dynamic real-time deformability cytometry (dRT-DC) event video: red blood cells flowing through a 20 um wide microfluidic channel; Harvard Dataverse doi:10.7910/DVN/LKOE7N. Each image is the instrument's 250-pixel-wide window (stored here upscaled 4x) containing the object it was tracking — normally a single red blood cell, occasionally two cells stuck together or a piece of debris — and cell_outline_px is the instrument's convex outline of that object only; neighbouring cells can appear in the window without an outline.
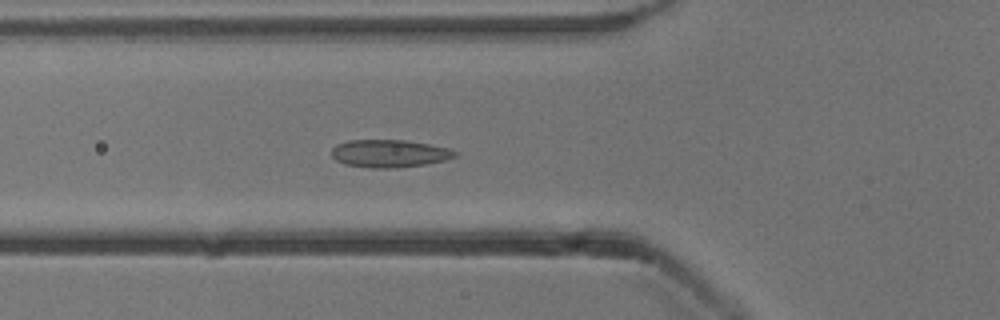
{"species": "common noctule bat (a hibernating species)", "species_latin": "Nyctalus noctula", "temperature_condition": "cold", "stored_images_in_passage": 42, "camera_frame_rate_fps": 3000, "um_per_image_px": 0.085, "animal": {"sex": "male", "body_mass_g": 13.3}, "frame": {"image": 1, "passage_image": 8, "time_ms": 2.333, "image_size_px": [1000, 320], "cell_outline_px": [[460, 152], [456, 156], [444, 160], [424, 164], [396, 168], [368, 168], [344, 164], [336, 160], [332, 156], [332, 148], [336, 144], [348, 140], [404, 140], [428, 144], [448, 148]], "centroid_in_image_um": [33.08, 13.05], "position_along_channel_um": 92.7, "area_um2": 19.94}}
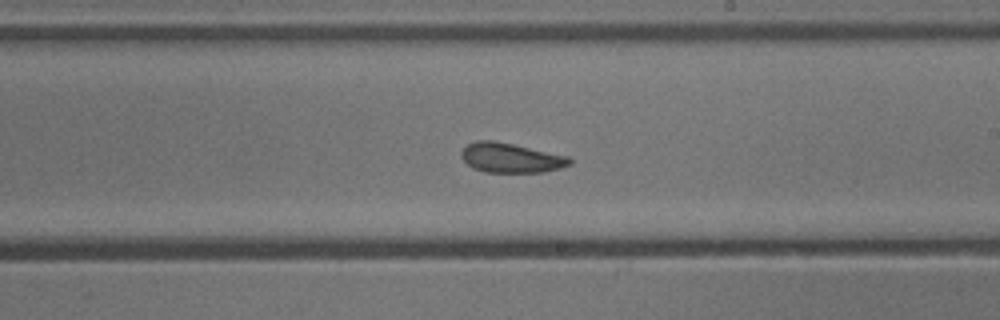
{"frame": {"image": 2, "passage_image": 20, "time_ms": 6.333, "image_size_px": [1000, 320], "cell_outline_px": [[572, 164], [560, 168], [544, 172], [484, 172], [472, 168], [460, 156], [460, 152], [468, 144], [476, 140], [492, 140], [512, 144], [568, 156], [572, 160]], "centroid_in_image_um": [43.41, 13.42], "position_along_channel_um": 245.6, "area_um2": 18.67}}
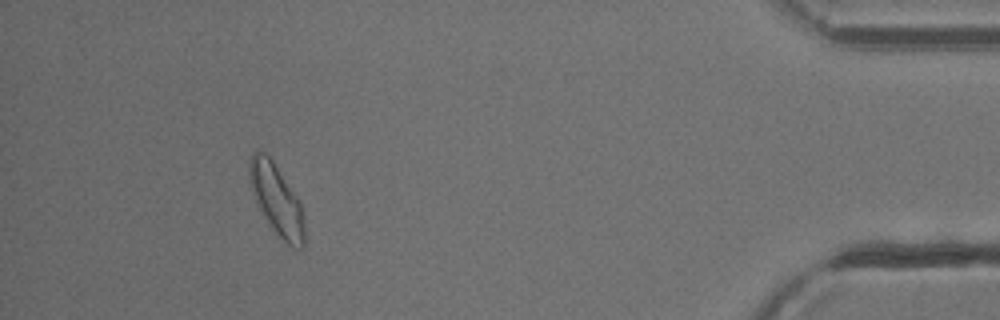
{"frame": {"image": 3, "passage_image": 38, "time_ms": 12.333, "image_size_px": [1000, 320], "cell_outline_px": [[304, 244], [300, 248], [292, 248], [268, 224], [256, 200], [248, 176], [248, 160], [252, 152], [264, 152], [272, 160], [300, 200], [304, 220]], "centroid_in_image_um": [23.51, 16.95], "position_along_channel_um": 411.7, "area_um2": 22.43}, "authors_computed_cell_mechanics": {"area_um2": 19.652, "velocity_mm_per_s": 3.8088, "shape_relaxation_time_tau1_ms": 6.0313, "shape_relaxation_time_tau2_ms": 2.4044, "deformation_change_tau1": 0.0996, "deformation_change_tau2": 0.0654}}